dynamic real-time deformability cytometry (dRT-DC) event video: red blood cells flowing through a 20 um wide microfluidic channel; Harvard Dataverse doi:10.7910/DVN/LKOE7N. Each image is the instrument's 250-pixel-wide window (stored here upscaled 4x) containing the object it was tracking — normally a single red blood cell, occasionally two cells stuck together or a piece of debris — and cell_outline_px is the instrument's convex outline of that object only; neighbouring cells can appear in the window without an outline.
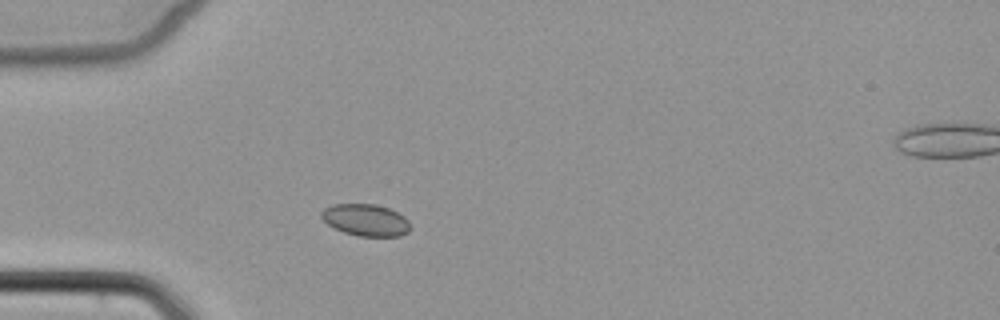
{"species": "common noctule bat (a hibernating species)", "species_latin": "Nyctalus noctula", "temperature_condition": "cold", "stored_images_in_passage": 3, "camera_frame_rate_fps": 3000, "um_per_image_px": 0.085, "animal": {"sex": "female", "body_mass_g": 22.7, "forearm_length_mm": 54.2}, "frame": {"image": 1, "passage_image": 3, "time_ms": 2.667, "image_size_px": [1000, 320], "cell_outline_px": [[412, 228], [408, 232], [400, 236], [356, 236], [344, 232], [328, 224], [320, 216], [320, 212], [324, 208], [332, 204], [376, 204], [388, 208], [404, 216], [408, 220]], "centroid_in_image_um": [31.1, 18.7], "position_along_channel_um": 53.9, "area_um2": 16.59}}